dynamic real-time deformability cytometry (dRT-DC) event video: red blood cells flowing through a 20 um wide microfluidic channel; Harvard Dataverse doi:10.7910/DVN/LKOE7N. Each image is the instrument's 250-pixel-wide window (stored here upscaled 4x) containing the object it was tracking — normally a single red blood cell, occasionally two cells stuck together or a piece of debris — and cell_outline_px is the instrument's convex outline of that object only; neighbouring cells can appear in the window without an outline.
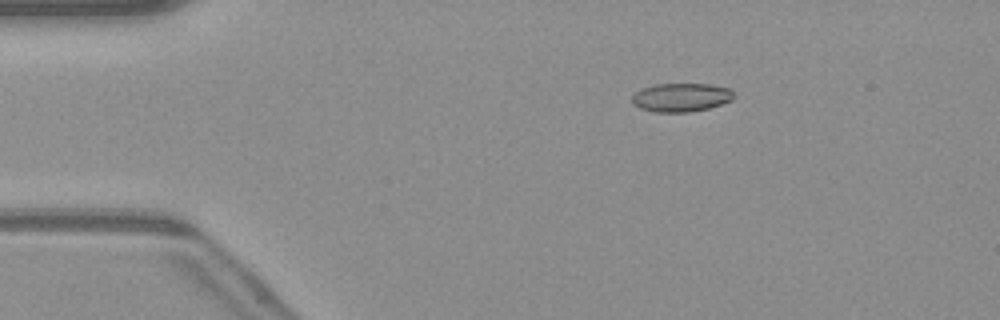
{"species": "common noctule bat (a hibernating species)", "species_latin": "Nyctalus noctula", "temperature_condition": "warm", "stored_images_in_passage": 43, "camera_frame_rate_fps": 3000, "um_per_image_px": 0.085, "animal": {"sex": "male", "body_mass_g": 23.1, "forearm_length_mm": 52.7}, "frame": {"image": 1, "passage_image": 1, "time_ms": 0.0, "image_size_px": [1000, 320], "cell_outline_px": [[732, 100], [708, 108], [688, 112], [656, 112], [640, 108], [632, 104], [632, 96], [636, 92], [644, 88], [656, 84], [708, 84], [728, 88], [732, 92]], "centroid_in_image_um": [57.86, 8.28], "position_along_channel_um": 27.1, "area_um2": 16.7}}
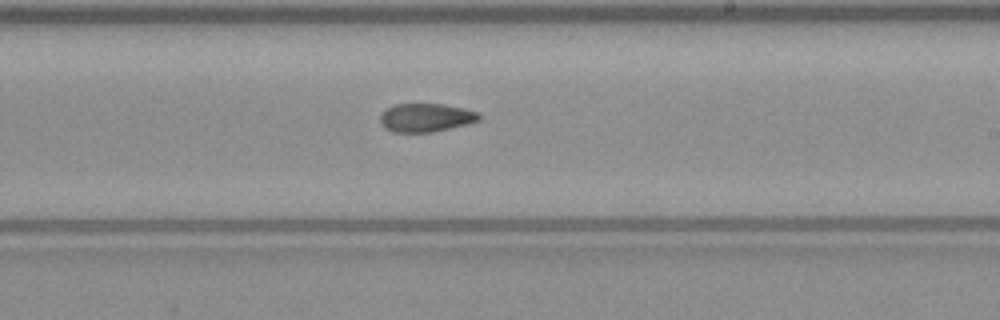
{"frame": {"image": 2, "passage_image": 22, "time_ms": 7.0, "image_size_px": [1000, 320], "cell_outline_px": [[480, 120], [468, 124], [432, 132], [392, 132], [384, 128], [380, 124], [380, 116], [388, 108], [396, 104], [444, 104], [480, 112]], "centroid_in_image_um": [36.21, 10.0], "position_along_channel_um": 252.8, "area_um2": 16.42}}
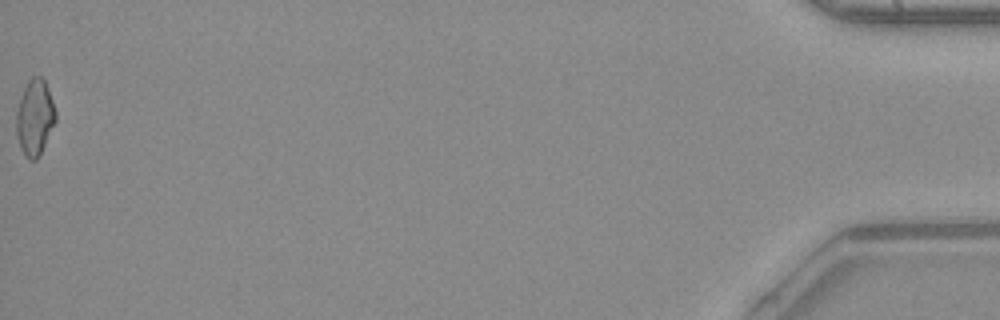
{"frame": {"image": 3, "passage_image": 43, "time_ms": 14.0, "image_size_px": [1000, 320], "cell_outline_px": [[56, 120], [36, 160], [28, 160], [24, 156], [20, 148], [16, 136], [16, 112], [20, 96], [28, 80], [32, 76], [40, 76], [44, 80], [48, 88], [56, 112]], "centroid_in_image_um": [2.93, 9.98], "position_along_channel_um": 432.3, "area_um2": 17.34}, "authors_computed_cell_mechanics": {"area_um2": 17.051, "velocity_mm_per_s": 4.1111, "shape_relaxation_time_tau1_ms": null, "shape_relaxation_time_tau2_ms": 4.0109, "deformation_change_tau1": null, "deformation_change_tau2": 0.0997}}